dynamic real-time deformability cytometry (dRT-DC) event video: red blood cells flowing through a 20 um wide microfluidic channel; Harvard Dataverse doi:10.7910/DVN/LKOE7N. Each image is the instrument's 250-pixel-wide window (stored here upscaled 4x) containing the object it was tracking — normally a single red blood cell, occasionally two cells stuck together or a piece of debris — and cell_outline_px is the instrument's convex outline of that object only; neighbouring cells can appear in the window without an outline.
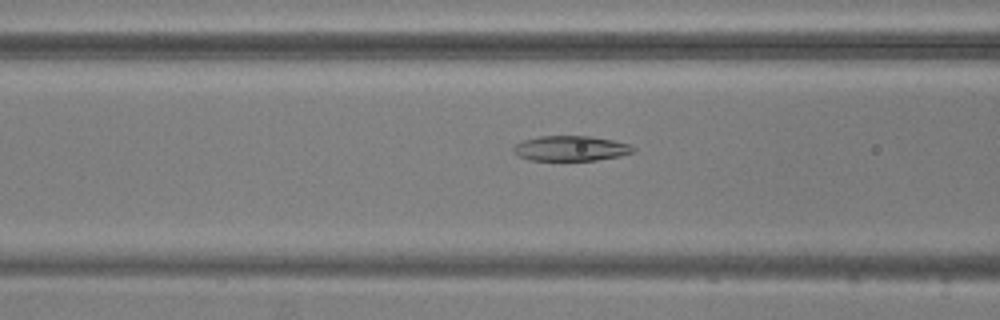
{"species": "common noctule bat (a hibernating species)", "species_latin": "Nyctalus noctula", "temperature_condition": "warm", "stored_images_in_passage": 53, "camera_frame_rate_fps": 3000, "um_per_image_px": 0.085, "animal": {"sex": "male", "body_mass_g": 20.5, "forearm_length_mm": 52.5}, "frame": {"image": 1, "passage_image": 20, "time_ms": 6.333, "image_size_px": [1000, 320], "cell_outline_px": [[636, 152], [620, 156], [596, 160], [528, 160], [520, 156], [512, 148], [516, 144], [524, 140], [540, 136], [588, 136], [612, 140], [628, 144], [636, 148]], "centroid_in_image_um": [48.55, 12.61], "position_along_channel_um": 118.0, "area_um2": 17.4}}
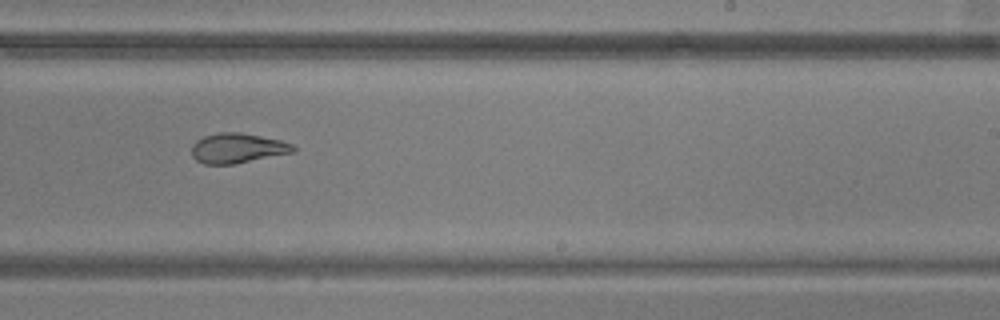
{"frame": {"image": 2, "passage_image": 32, "time_ms": 10.333, "image_size_px": [1000, 320], "cell_outline_px": [[296, 148], [292, 152], [236, 164], [204, 164], [196, 160], [192, 156], [192, 144], [196, 140], [204, 136], [220, 132], [240, 132], [280, 140], [292, 144]], "centroid_in_image_um": [20.15, 12.59], "position_along_channel_um": 268.9, "area_um2": 17.63}}
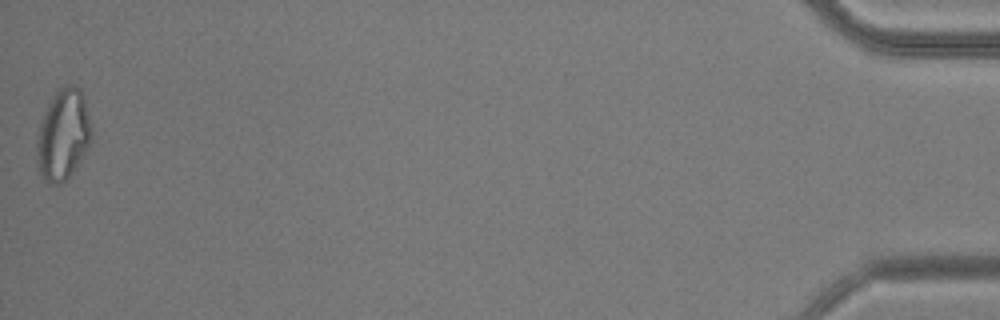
{"frame": {"image": 3, "passage_image": 53, "time_ms": 17.333, "image_size_px": [1000, 320], "cell_outline_px": [[92, 140], [88, 148], [76, 168], [60, 184], [48, 184], [44, 180], [40, 172], [36, 160], [36, 144], [40, 124], [48, 104], [56, 88], [68, 84], [72, 84], [80, 88], [84, 100], [92, 128]], "centroid_in_image_um": [5.37, 11.44], "position_along_channel_um": 429.8, "area_um2": 29.13}, "authors_computed_cell_mechanics": {"area_um2": 21.0392, "velocity_mm_per_s": 3.7736, "shape_relaxation_time_tau1_ms": null, "shape_relaxation_time_tau2_ms": 2.3027, "deformation_change_tau1": null, "deformation_change_tau2": 0.0804}}